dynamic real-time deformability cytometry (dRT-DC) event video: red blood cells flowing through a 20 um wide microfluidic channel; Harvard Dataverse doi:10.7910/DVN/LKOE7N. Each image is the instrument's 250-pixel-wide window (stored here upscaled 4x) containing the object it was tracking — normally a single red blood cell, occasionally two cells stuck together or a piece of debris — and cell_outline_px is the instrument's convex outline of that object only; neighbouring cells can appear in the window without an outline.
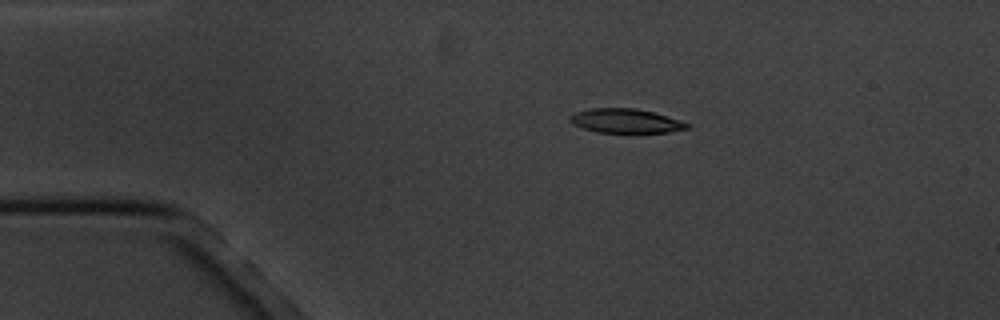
{"species": "common noctule bat (a hibernating species)", "species_latin": "Nyctalus noctula", "temperature_condition": "cold", "stored_images_in_passage": 2, "camera_frame_rate_fps": 3000, "um_per_image_px": 0.085, "animal": {"sex": "male", "body_mass_g": 20.1, "forearm_length_mm": 53.5}, "frame": {"image": 1, "passage_image": 1, "time_ms": 0.0, "image_size_px": [1000, 320], "cell_outline_px": [[692, 124], [688, 128], [668, 132], [636, 136], [596, 132], [572, 124], [568, 120], [568, 116], [576, 112], [592, 108], [636, 108], [652, 112], [680, 120]], "centroid_in_image_um": [53.2, 10.33], "position_along_channel_um": 31.8, "area_um2": 17.46}}